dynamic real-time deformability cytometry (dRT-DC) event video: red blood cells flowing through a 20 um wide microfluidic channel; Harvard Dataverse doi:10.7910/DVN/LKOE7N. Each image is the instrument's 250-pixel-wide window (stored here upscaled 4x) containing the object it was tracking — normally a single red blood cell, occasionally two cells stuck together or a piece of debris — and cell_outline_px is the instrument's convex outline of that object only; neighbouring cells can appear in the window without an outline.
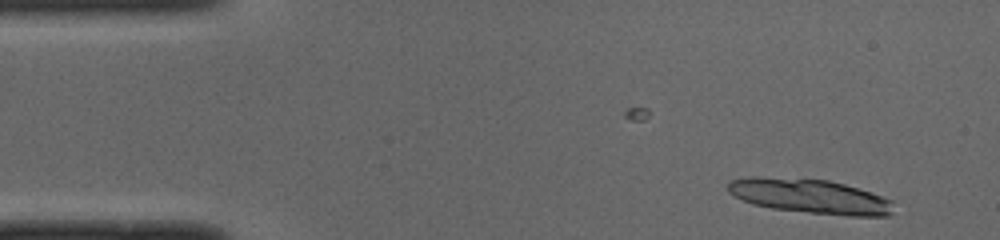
{"species": "common noctule bat (a hibernating species)", "species_latin": "Nyctalus noctula", "temperature_condition": "cold", "stored_images_in_passage": 22, "camera_frame_rate_fps": 3000, "um_per_image_px": 0.085, "animal": {"sex": "male", "body_mass_g": 19.0, "forearm_length_mm": 50.8}, "frame": {"image": 1, "passage_image": 2, "time_ms": 0.333, "image_size_px": [1000, 240], "cell_outline_px": [[892, 212], [888, 216], [848, 216], [808, 212], [772, 208], [752, 204], [728, 192], [728, 180], [752, 176], [756, 176], [828, 180], [844, 184], [892, 200]], "centroid_in_image_um": [68.81, 16.68], "position_along_channel_um": 16.2, "area_um2": 33.0}}
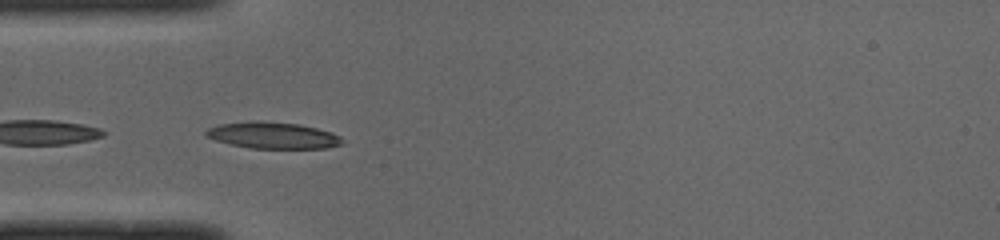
{"frame": {"image": 2, "passage_image": 13, "time_ms": 4.0, "image_size_px": [1000, 240], "cell_outline_px": [[344, 144], [328, 148], [252, 148], [232, 144], [216, 140], [204, 136], [204, 132], [208, 128], [220, 124], [248, 120], [260, 120], [296, 124], [316, 128], [332, 132], [340, 136], [344, 140]], "centroid_in_image_um": [23.2, 11.49], "position_along_channel_um": 61.8, "area_um2": 21.15}}
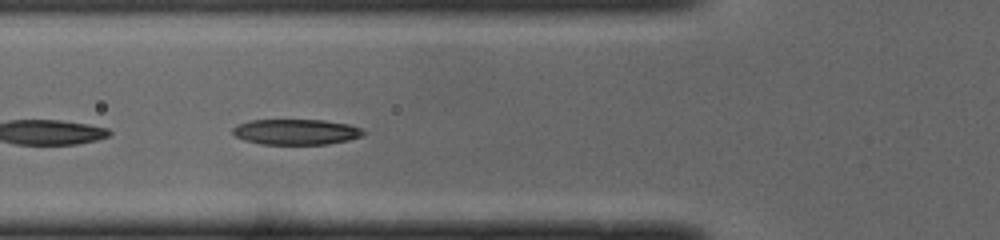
{"frame": {"image": 3, "passage_image": 16, "time_ms": 5.0, "image_size_px": [1000, 240], "cell_outline_px": [[364, 132], [360, 136], [348, 140], [328, 144], [260, 144], [244, 140], [236, 136], [232, 132], [232, 128], [248, 120], [324, 120], [348, 124], [360, 128]], "centroid_in_image_um": [25.13, 11.21], "position_along_channel_um": 100.7, "area_um2": 19.31}}